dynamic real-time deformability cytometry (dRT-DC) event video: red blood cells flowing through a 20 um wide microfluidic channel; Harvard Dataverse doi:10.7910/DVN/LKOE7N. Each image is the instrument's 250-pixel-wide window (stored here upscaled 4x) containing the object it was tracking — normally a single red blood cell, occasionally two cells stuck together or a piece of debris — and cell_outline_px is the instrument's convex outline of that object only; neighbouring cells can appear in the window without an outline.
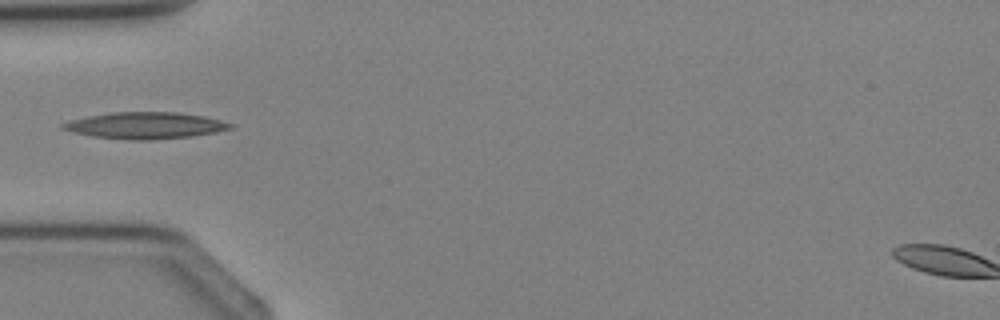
{"species": "Egyptian fruit bat (a non-hibernating species)", "species_latin": "Rousettus aegyptiacus", "temperature_condition": "cold", "stored_images_in_passage": 1, "camera_frame_rate_fps": 3000, "um_per_image_px": 0.085, "animal": {"sex": "female"}, "frame": {"image": 1, "passage_image": 1, "time_ms": 0.0, "image_size_px": [1000, 320], "cell_outline_px": [[236, 124], [232, 128], [216, 132], [192, 136], [148, 140], [128, 140], [92, 136], [60, 128], [60, 124], [68, 120], [88, 116], [112, 112], [180, 112], [204, 116]], "centroid_in_image_um": [12.36, 10.66], "position_along_channel_um": 72.6, "area_um2": 26.01}}